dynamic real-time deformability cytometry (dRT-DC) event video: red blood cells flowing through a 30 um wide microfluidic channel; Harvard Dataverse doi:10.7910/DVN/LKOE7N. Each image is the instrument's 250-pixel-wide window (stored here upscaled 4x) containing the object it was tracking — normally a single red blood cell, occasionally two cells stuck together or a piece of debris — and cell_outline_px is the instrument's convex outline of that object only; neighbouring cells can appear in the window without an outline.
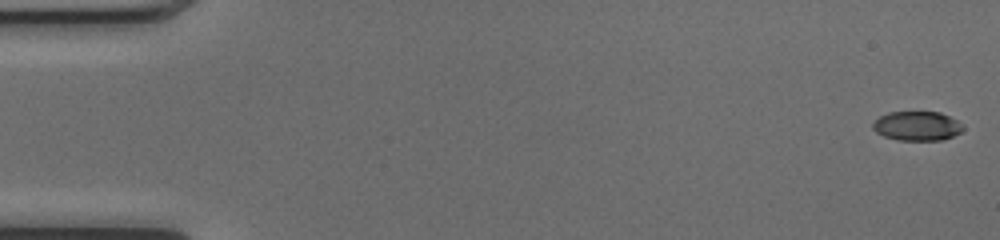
{"species": "common noctule bat (a hibernating species)", "species_latin": "Nyctalus noctula", "temperature_condition": "cold", "stored_images_in_passage": 51, "camera_frame_rate_fps": 3000, "um_per_image_px": 0.085, "animal": {"sex": "female", "body_mass_g": 17.0, "forearm_length_mm": 48.0}, "frame": {"image": 1, "passage_image": 1, "time_ms": 0.0, "image_size_px": [1000, 240], "cell_outline_px": [[964, 128], [960, 132], [944, 140], [896, 140], [884, 136], [876, 132], [872, 128], [872, 124], [880, 116], [888, 112], [940, 112], [956, 120]], "centroid_in_image_um": [77.92, 10.71], "position_along_channel_um": 7.1, "area_um2": 15.32}}
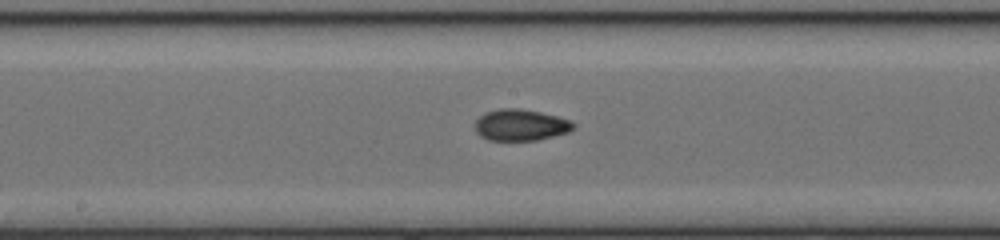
{"frame": {"image": 2, "passage_image": 27, "time_ms": 8.667, "image_size_px": [1000, 240], "cell_outline_px": [[576, 128], [568, 132], [536, 140], [488, 140], [480, 136], [476, 132], [476, 120], [484, 112], [500, 108], [520, 108], [540, 112], [572, 120], [576, 124]], "centroid_in_image_um": [44.27, 10.61], "position_along_channel_um": 203.9, "area_um2": 18.09}}
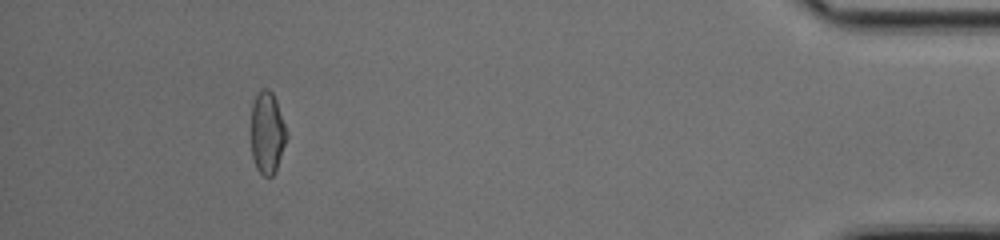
{"frame": {"image": 3, "passage_image": 47, "time_ms": 15.333, "image_size_px": [1000, 240], "cell_outline_px": [[288, 136], [276, 172], [272, 176], [264, 176], [256, 168], [252, 156], [252, 104], [260, 88], [268, 88], [272, 92], [276, 100], [288, 132]], "centroid_in_image_um": [22.74, 11.29], "position_along_channel_um": 412.5, "area_um2": 17.11}, "authors_computed_cell_mechanics": {"area_um2": 17.3978, "velocity_mm_per_s": 4.0951, "shape_relaxation_time_tau1_ms": 10.3724, "shape_relaxation_time_tau2_ms": 1.4331, "deformation_change_tau1": 0.2575, "deformation_change_tau2": 0.056}}